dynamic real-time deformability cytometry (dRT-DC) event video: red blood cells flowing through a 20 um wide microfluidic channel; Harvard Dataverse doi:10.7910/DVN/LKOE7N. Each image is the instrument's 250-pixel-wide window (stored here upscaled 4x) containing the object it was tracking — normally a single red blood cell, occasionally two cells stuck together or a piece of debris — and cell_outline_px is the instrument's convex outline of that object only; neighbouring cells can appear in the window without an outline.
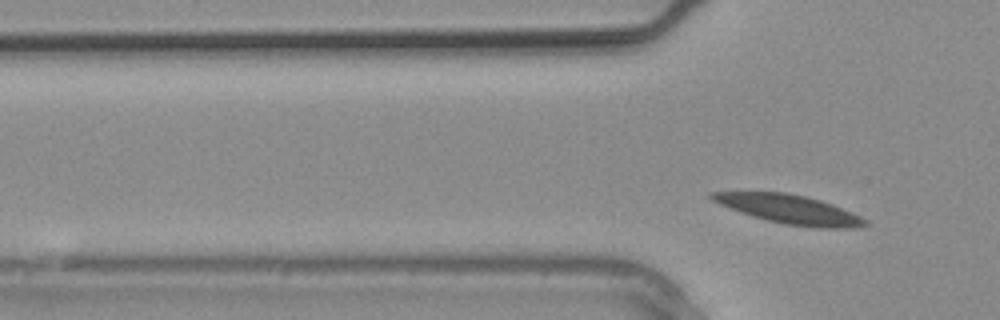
{"species": "common noctule bat (a hibernating species)", "species_latin": "Nyctalus noctula", "temperature_condition": "warm", "stored_images_in_passage": 2, "camera_frame_rate_fps": 3000, "um_per_image_px": 0.085, "animal": {"sex": "male", "body_mass_g": 20.4}, "frame": {"image": 1, "passage_image": 2, "time_ms": 0.333, "image_size_px": [1000, 320], "cell_outline_px": [[868, 224], [852, 228], [820, 228], [784, 224], [752, 216], [720, 204], [712, 200], [708, 196], [708, 192], [788, 192], [820, 200], [832, 204], [852, 212], [868, 220]], "centroid_in_image_um": [67.11, 17.79], "position_along_channel_um": 58.7, "area_um2": 25.61}}